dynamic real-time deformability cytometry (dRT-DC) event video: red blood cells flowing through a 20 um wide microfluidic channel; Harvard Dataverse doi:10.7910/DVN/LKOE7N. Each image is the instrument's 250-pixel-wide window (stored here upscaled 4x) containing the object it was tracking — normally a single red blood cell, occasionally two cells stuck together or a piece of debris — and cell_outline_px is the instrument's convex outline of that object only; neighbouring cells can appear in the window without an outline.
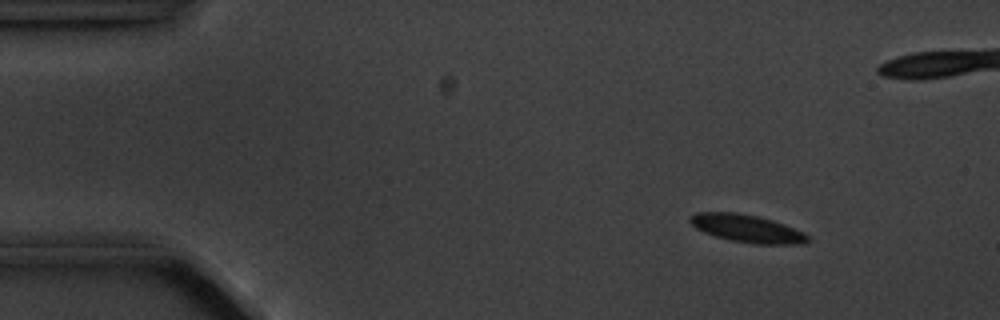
{"species": "common noctule bat (a hibernating species)", "species_latin": "Nyctalus noctula", "temperature_condition": "cold", "stored_images_in_passage": 6, "camera_frame_rate_fps": 3000, "um_per_image_px": 0.085, "animal": {"sex": "male", "body_mass_g": 20.1, "forearm_length_mm": 53.5}, "frame": {"image": 1, "passage_image": 2, "time_ms": 1.333, "image_size_px": [1000, 320], "cell_outline_px": [[808, 240], [804, 244], [752, 244], [728, 240], [704, 232], [696, 228], [688, 220], [688, 216], [696, 212], [736, 212], [756, 216], [772, 220], [784, 224], [804, 232], [808, 236]], "centroid_in_image_um": [63.47, 19.42], "position_along_channel_um": 21.5, "area_um2": 19.07}}